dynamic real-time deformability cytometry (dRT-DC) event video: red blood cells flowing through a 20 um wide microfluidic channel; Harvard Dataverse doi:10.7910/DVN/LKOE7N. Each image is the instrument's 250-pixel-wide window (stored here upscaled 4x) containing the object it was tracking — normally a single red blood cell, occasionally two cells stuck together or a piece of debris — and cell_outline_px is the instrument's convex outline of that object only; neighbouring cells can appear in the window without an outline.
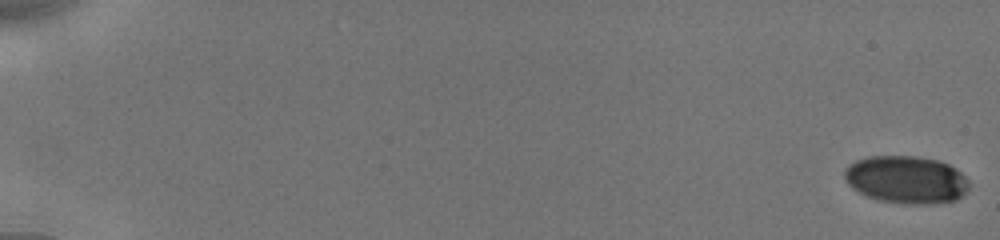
{"species": "human", "species_latin": "Homo sapiens", "temperature_condition": "cold", "stored_images_in_passage": 47, "camera_frame_rate_fps": 3000, "um_per_image_px": 0.085, "donor": {"sex": "male"}, "frame": {"image": 1, "passage_image": 1, "time_ms": 0.0, "image_size_px": [1000, 240], "cell_outline_px": [[968, 188], [956, 200], [936, 204], [904, 204], [880, 200], [868, 196], [852, 188], [848, 184], [844, 176], [844, 168], [848, 164], [856, 160], [868, 156], [916, 156], [940, 160], [956, 168], [968, 180]], "centroid_in_image_um": [77.02, 15.26], "position_along_channel_um": 8.0, "area_um2": 34.74}}
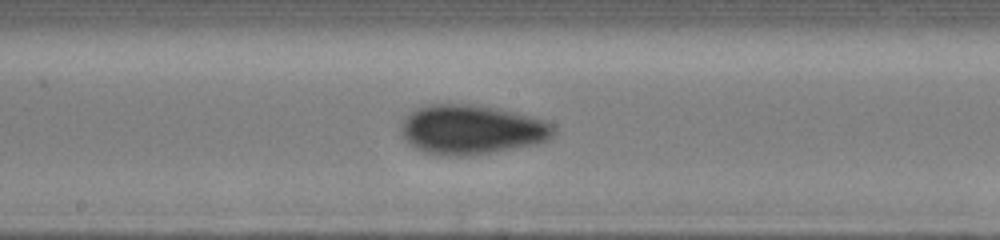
{"frame": {"image": 2, "passage_image": 19, "time_ms": 10.333, "image_size_px": [1000, 240], "cell_outline_px": [[556, 132], [548, 140], [536, 144], [492, 152], [468, 156], [444, 156], [424, 152], [408, 144], [404, 140], [400, 128], [400, 120], [404, 116], [416, 108], [424, 104], [480, 104], [500, 108], [516, 112], [544, 120], [552, 124], [556, 128]], "centroid_in_image_um": [40.04, 11.0], "position_along_channel_um": 208.2, "area_um2": 44.8}}
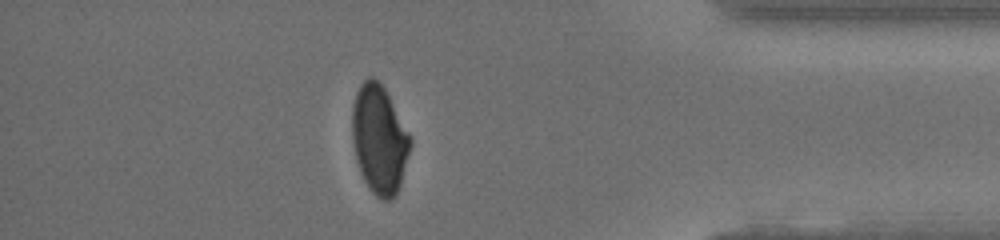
{"frame": {"image": 3, "passage_image": 39, "time_ms": 16.0, "image_size_px": [1000, 240], "cell_outline_px": [[412, 144], [400, 184], [396, 192], [388, 200], [384, 200], [376, 196], [372, 192], [364, 180], [360, 172], [356, 160], [352, 140], [352, 104], [356, 92], [360, 84], [368, 76], [372, 76], [384, 88], [412, 136]], "centroid_in_image_um": [32.23, 11.82], "position_along_channel_um": 403.0, "area_um2": 36.82}, "authors_computed_cell_mechanics": {"area_um2": 39.3618, "velocity_mm_per_s": 3.8972, "shape_relaxation_time_tau1_ms": 3.0877, "shape_relaxation_time_tau2_ms": 5.6629, "deformation_change_tau1": 0.0808, "deformation_change_tau2": 0.0416}}